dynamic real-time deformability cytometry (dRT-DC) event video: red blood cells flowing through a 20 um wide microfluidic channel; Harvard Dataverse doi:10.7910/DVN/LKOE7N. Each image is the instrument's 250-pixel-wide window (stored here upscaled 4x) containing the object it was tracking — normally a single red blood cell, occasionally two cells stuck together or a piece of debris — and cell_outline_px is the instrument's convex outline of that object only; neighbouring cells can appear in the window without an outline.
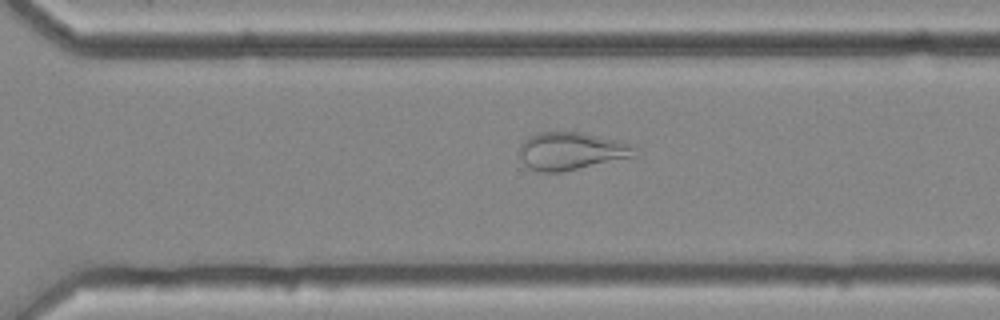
{"species": "common noctule bat (a hibernating species)", "species_latin": "Nyctalus noctula", "temperature_condition": "cold", "stored_images_in_passage": 53, "camera_frame_rate_fps": 3000, "um_per_image_px": 0.085, "animal": {"sex": "female", "body_mass_g": 25.1}, "frame": {"image": 1, "passage_image": 38, "time_ms": 12.333, "image_size_px": [1000, 320], "cell_outline_px": [[636, 156], [560, 172], [540, 172], [528, 168], [524, 164], [520, 156], [520, 144], [528, 136], [540, 132], [580, 132], [620, 140], [636, 144]], "centroid_in_image_um": [48.58, 12.83], "position_along_channel_um": 322.0, "area_um2": 25.49}}